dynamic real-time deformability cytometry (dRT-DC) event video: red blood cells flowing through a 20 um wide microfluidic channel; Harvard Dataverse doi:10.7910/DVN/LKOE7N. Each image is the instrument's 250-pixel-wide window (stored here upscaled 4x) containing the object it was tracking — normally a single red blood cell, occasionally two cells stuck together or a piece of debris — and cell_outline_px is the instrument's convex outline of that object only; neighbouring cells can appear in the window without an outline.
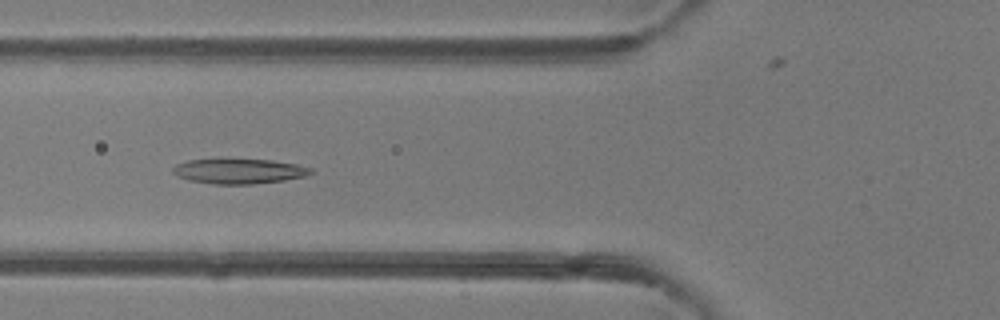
{"species": "common noctule bat (a hibernating species)", "species_latin": "Nyctalus noctula", "temperature_condition": "room temperature", "stored_images_in_passage": 49, "camera_frame_rate_fps": 3000, "um_per_image_px": 0.085, "animal": {"sex": "female"}, "frame": {"image": 1, "passage_image": 18, "time_ms": 5.667, "image_size_px": [1000, 320], "cell_outline_px": [[316, 172], [304, 176], [284, 180], [252, 184], [212, 184], [188, 180], [172, 172], [172, 168], [176, 164], [188, 160], [272, 160], [296, 164], [312, 168]], "centroid_in_image_um": [20.34, 14.56], "position_along_channel_um": 105.5, "area_um2": 19.83}}
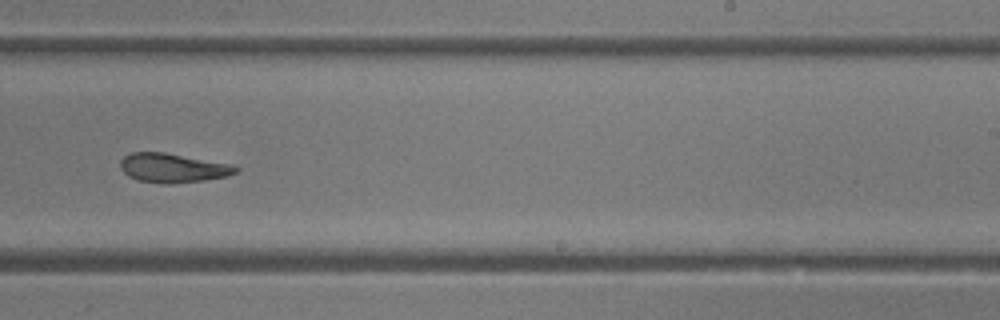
{"frame": {"image": 2, "passage_image": 30, "time_ms": 9.667, "image_size_px": [1000, 320], "cell_outline_px": [[240, 168], [236, 172], [228, 176], [204, 180], [172, 184], [164, 184], [140, 180], [128, 176], [120, 168], [120, 160], [124, 156], [132, 152], [164, 152], [228, 164]], "centroid_in_image_um": [14.65, 14.28], "position_along_channel_um": 274.3, "area_um2": 19.42}}
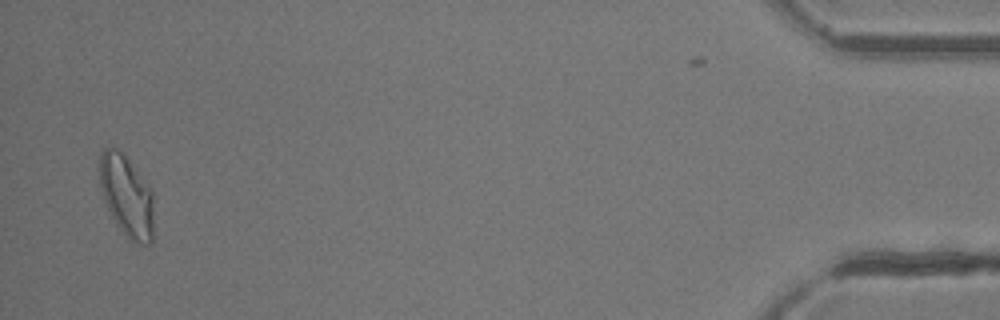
{"frame": {"image": 3, "passage_image": 47, "time_ms": 15.333, "image_size_px": [1000, 320], "cell_outline_px": [[152, 244], [140, 244], [132, 240], [116, 224], [104, 200], [100, 184], [100, 152], [104, 148], [112, 144], [128, 160], [152, 192]], "centroid_in_image_um": [10.74, 16.64], "position_along_channel_um": 424.5, "area_um2": 25.03}, "authors_computed_cell_mechanics": {"area_um2": 21.3282, "velocity_mm_per_s": 4.2144, "shape_relaxation_time_tau1_ms": 4.6188, "shape_relaxation_time_tau2_ms": 4.9687, "deformation_change_tau1": 0.1703, "deformation_change_tau2": 0.1364}}